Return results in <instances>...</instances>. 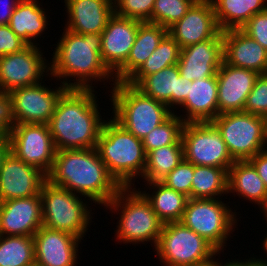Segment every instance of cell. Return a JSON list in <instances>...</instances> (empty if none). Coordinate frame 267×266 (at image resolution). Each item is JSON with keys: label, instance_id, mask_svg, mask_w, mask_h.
<instances>
[{"label": "cell", "instance_id": "obj_51", "mask_svg": "<svg viewBox=\"0 0 267 266\" xmlns=\"http://www.w3.org/2000/svg\"><path fill=\"white\" fill-rule=\"evenodd\" d=\"M30 266H40V265H37L36 263H34L33 265H30Z\"/></svg>", "mask_w": 267, "mask_h": 266}, {"label": "cell", "instance_id": "obj_41", "mask_svg": "<svg viewBox=\"0 0 267 266\" xmlns=\"http://www.w3.org/2000/svg\"><path fill=\"white\" fill-rule=\"evenodd\" d=\"M27 46L9 25H0V57L21 52Z\"/></svg>", "mask_w": 267, "mask_h": 266}, {"label": "cell", "instance_id": "obj_48", "mask_svg": "<svg viewBox=\"0 0 267 266\" xmlns=\"http://www.w3.org/2000/svg\"><path fill=\"white\" fill-rule=\"evenodd\" d=\"M261 212H263L264 218L266 217V222H267V206Z\"/></svg>", "mask_w": 267, "mask_h": 266}, {"label": "cell", "instance_id": "obj_19", "mask_svg": "<svg viewBox=\"0 0 267 266\" xmlns=\"http://www.w3.org/2000/svg\"><path fill=\"white\" fill-rule=\"evenodd\" d=\"M41 226L40 195L0 202V235L33 236Z\"/></svg>", "mask_w": 267, "mask_h": 266}, {"label": "cell", "instance_id": "obj_11", "mask_svg": "<svg viewBox=\"0 0 267 266\" xmlns=\"http://www.w3.org/2000/svg\"><path fill=\"white\" fill-rule=\"evenodd\" d=\"M184 160L193 165L226 169L234 163L221 132L212 122H188L182 129Z\"/></svg>", "mask_w": 267, "mask_h": 266}, {"label": "cell", "instance_id": "obj_40", "mask_svg": "<svg viewBox=\"0 0 267 266\" xmlns=\"http://www.w3.org/2000/svg\"><path fill=\"white\" fill-rule=\"evenodd\" d=\"M240 29L267 50V9L255 14Z\"/></svg>", "mask_w": 267, "mask_h": 266}, {"label": "cell", "instance_id": "obj_7", "mask_svg": "<svg viewBox=\"0 0 267 266\" xmlns=\"http://www.w3.org/2000/svg\"><path fill=\"white\" fill-rule=\"evenodd\" d=\"M43 226L83 239L92 220L88 202L68 189L46 180L41 188ZM81 198V199H80Z\"/></svg>", "mask_w": 267, "mask_h": 266}, {"label": "cell", "instance_id": "obj_21", "mask_svg": "<svg viewBox=\"0 0 267 266\" xmlns=\"http://www.w3.org/2000/svg\"><path fill=\"white\" fill-rule=\"evenodd\" d=\"M259 75L254 70L234 67L223 60L217 71L218 115L243 111Z\"/></svg>", "mask_w": 267, "mask_h": 266}, {"label": "cell", "instance_id": "obj_47", "mask_svg": "<svg viewBox=\"0 0 267 266\" xmlns=\"http://www.w3.org/2000/svg\"><path fill=\"white\" fill-rule=\"evenodd\" d=\"M263 247H264V250L267 254V235L265 236L264 238V241H263ZM254 259V262L260 266H267V259H256L255 257L253 258Z\"/></svg>", "mask_w": 267, "mask_h": 266}, {"label": "cell", "instance_id": "obj_43", "mask_svg": "<svg viewBox=\"0 0 267 266\" xmlns=\"http://www.w3.org/2000/svg\"><path fill=\"white\" fill-rule=\"evenodd\" d=\"M256 169L267 188V147L248 160Z\"/></svg>", "mask_w": 267, "mask_h": 266}, {"label": "cell", "instance_id": "obj_35", "mask_svg": "<svg viewBox=\"0 0 267 266\" xmlns=\"http://www.w3.org/2000/svg\"><path fill=\"white\" fill-rule=\"evenodd\" d=\"M185 122L178 116L173 114L158 127L153 129L143 140L142 144L146 154L149 151L167 146V145H183L181 141L182 129Z\"/></svg>", "mask_w": 267, "mask_h": 266}, {"label": "cell", "instance_id": "obj_20", "mask_svg": "<svg viewBox=\"0 0 267 266\" xmlns=\"http://www.w3.org/2000/svg\"><path fill=\"white\" fill-rule=\"evenodd\" d=\"M35 263L40 266H77L81 240L70 233L41 226L33 235Z\"/></svg>", "mask_w": 267, "mask_h": 266}, {"label": "cell", "instance_id": "obj_10", "mask_svg": "<svg viewBox=\"0 0 267 266\" xmlns=\"http://www.w3.org/2000/svg\"><path fill=\"white\" fill-rule=\"evenodd\" d=\"M227 206L220 198H189L180 222L220 252L226 246L229 235L234 232L238 220L236 212Z\"/></svg>", "mask_w": 267, "mask_h": 266}, {"label": "cell", "instance_id": "obj_29", "mask_svg": "<svg viewBox=\"0 0 267 266\" xmlns=\"http://www.w3.org/2000/svg\"><path fill=\"white\" fill-rule=\"evenodd\" d=\"M221 31L240 29L255 14L267 9V0H210Z\"/></svg>", "mask_w": 267, "mask_h": 266}, {"label": "cell", "instance_id": "obj_49", "mask_svg": "<svg viewBox=\"0 0 267 266\" xmlns=\"http://www.w3.org/2000/svg\"><path fill=\"white\" fill-rule=\"evenodd\" d=\"M265 129H266V140H267V116L265 117Z\"/></svg>", "mask_w": 267, "mask_h": 266}, {"label": "cell", "instance_id": "obj_23", "mask_svg": "<svg viewBox=\"0 0 267 266\" xmlns=\"http://www.w3.org/2000/svg\"><path fill=\"white\" fill-rule=\"evenodd\" d=\"M68 18L65 29L76 34H101L114 14L113 0H64Z\"/></svg>", "mask_w": 267, "mask_h": 266}, {"label": "cell", "instance_id": "obj_44", "mask_svg": "<svg viewBox=\"0 0 267 266\" xmlns=\"http://www.w3.org/2000/svg\"><path fill=\"white\" fill-rule=\"evenodd\" d=\"M20 1L21 0H0V25H9L14 9Z\"/></svg>", "mask_w": 267, "mask_h": 266}, {"label": "cell", "instance_id": "obj_13", "mask_svg": "<svg viewBox=\"0 0 267 266\" xmlns=\"http://www.w3.org/2000/svg\"><path fill=\"white\" fill-rule=\"evenodd\" d=\"M10 151L46 175L51 171L56 148L48 124H11Z\"/></svg>", "mask_w": 267, "mask_h": 266}, {"label": "cell", "instance_id": "obj_5", "mask_svg": "<svg viewBox=\"0 0 267 266\" xmlns=\"http://www.w3.org/2000/svg\"><path fill=\"white\" fill-rule=\"evenodd\" d=\"M112 84L110 101L113 118L140 140L173 114L167 105L143 94L127 82Z\"/></svg>", "mask_w": 267, "mask_h": 266}, {"label": "cell", "instance_id": "obj_1", "mask_svg": "<svg viewBox=\"0 0 267 266\" xmlns=\"http://www.w3.org/2000/svg\"><path fill=\"white\" fill-rule=\"evenodd\" d=\"M47 180L104 206L122 188L109 173L96 148L56 151Z\"/></svg>", "mask_w": 267, "mask_h": 266}, {"label": "cell", "instance_id": "obj_16", "mask_svg": "<svg viewBox=\"0 0 267 266\" xmlns=\"http://www.w3.org/2000/svg\"><path fill=\"white\" fill-rule=\"evenodd\" d=\"M142 21L113 14L101 33V58L114 74L128 59Z\"/></svg>", "mask_w": 267, "mask_h": 266}, {"label": "cell", "instance_id": "obj_30", "mask_svg": "<svg viewBox=\"0 0 267 266\" xmlns=\"http://www.w3.org/2000/svg\"><path fill=\"white\" fill-rule=\"evenodd\" d=\"M154 189L153 193L140 191L149 201L153 211L164 223L180 222L189 197L167 187L161 181L148 182L147 186Z\"/></svg>", "mask_w": 267, "mask_h": 266}, {"label": "cell", "instance_id": "obj_42", "mask_svg": "<svg viewBox=\"0 0 267 266\" xmlns=\"http://www.w3.org/2000/svg\"><path fill=\"white\" fill-rule=\"evenodd\" d=\"M11 126L8 95L0 91V140L8 139Z\"/></svg>", "mask_w": 267, "mask_h": 266}, {"label": "cell", "instance_id": "obj_8", "mask_svg": "<svg viewBox=\"0 0 267 266\" xmlns=\"http://www.w3.org/2000/svg\"><path fill=\"white\" fill-rule=\"evenodd\" d=\"M155 251L165 266H207L221 253L181 222L163 225Z\"/></svg>", "mask_w": 267, "mask_h": 266}, {"label": "cell", "instance_id": "obj_17", "mask_svg": "<svg viewBox=\"0 0 267 266\" xmlns=\"http://www.w3.org/2000/svg\"><path fill=\"white\" fill-rule=\"evenodd\" d=\"M223 60V31H220L212 39L182 48L177 66L182 77L194 81L217 75Z\"/></svg>", "mask_w": 267, "mask_h": 266}, {"label": "cell", "instance_id": "obj_25", "mask_svg": "<svg viewBox=\"0 0 267 266\" xmlns=\"http://www.w3.org/2000/svg\"><path fill=\"white\" fill-rule=\"evenodd\" d=\"M217 75L189 81L186 100L179 106L186 110L180 115L185 122H212L218 116Z\"/></svg>", "mask_w": 267, "mask_h": 266}, {"label": "cell", "instance_id": "obj_22", "mask_svg": "<svg viewBox=\"0 0 267 266\" xmlns=\"http://www.w3.org/2000/svg\"><path fill=\"white\" fill-rule=\"evenodd\" d=\"M223 58L231 66L267 74V50L241 29L223 31Z\"/></svg>", "mask_w": 267, "mask_h": 266}, {"label": "cell", "instance_id": "obj_37", "mask_svg": "<svg viewBox=\"0 0 267 266\" xmlns=\"http://www.w3.org/2000/svg\"><path fill=\"white\" fill-rule=\"evenodd\" d=\"M155 0H113L114 14L147 22L152 15Z\"/></svg>", "mask_w": 267, "mask_h": 266}, {"label": "cell", "instance_id": "obj_39", "mask_svg": "<svg viewBox=\"0 0 267 266\" xmlns=\"http://www.w3.org/2000/svg\"><path fill=\"white\" fill-rule=\"evenodd\" d=\"M243 111L264 118L267 116V74H260L256 78Z\"/></svg>", "mask_w": 267, "mask_h": 266}, {"label": "cell", "instance_id": "obj_12", "mask_svg": "<svg viewBox=\"0 0 267 266\" xmlns=\"http://www.w3.org/2000/svg\"><path fill=\"white\" fill-rule=\"evenodd\" d=\"M44 81L31 86L18 87L8 95L11 124H48L61 96L68 90L64 85L56 89L45 86Z\"/></svg>", "mask_w": 267, "mask_h": 266}, {"label": "cell", "instance_id": "obj_31", "mask_svg": "<svg viewBox=\"0 0 267 266\" xmlns=\"http://www.w3.org/2000/svg\"><path fill=\"white\" fill-rule=\"evenodd\" d=\"M228 171L223 168L194 165L191 199H219L228 194ZM218 196V197H217Z\"/></svg>", "mask_w": 267, "mask_h": 266}, {"label": "cell", "instance_id": "obj_6", "mask_svg": "<svg viewBox=\"0 0 267 266\" xmlns=\"http://www.w3.org/2000/svg\"><path fill=\"white\" fill-rule=\"evenodd\" d=\"M132 187H122L116 196L105 206L120 214L117 222L116 239L123 243L145 244V241L157 246L164 223L153 211L145 196ZM122 208V209H121ZM117 210V211H116ZM121 210V212H119Z\"/></svg>", "mask_w": 267, "mask_h": 266}, {"label": "cell", "instance_id": "obj_26", "mask_svg": "<svg viewBox=\"0 0 267 266\" xmlns=\"http://www.w3.org/2000/svg\"><path fill=\"white\" fill-rule=\"evenodd\" d=\"M168 34L161 25L142 22L138 26L137 36L127 61L114 73L116 82H126L148 59Z\"/></svg>", "mask_w": 267, "mask_h": 266}, {"label": "cell", "instance_id": "obj_36", "mask_svg": "<svg viewBox=\"0 0 267 266\" xmlns=\"http://www.w3.org/2000/svg\"><path fill=\"white\" fill-rule=\"evenodd\" d=\"M197 0H155L151 18L147 21L166 27L180 20Z\"/></svg>", "mask_w": 267, "mask_h": 266}, {"label": "cell", "instance_id": "obj_2", "mask_svg": "<svg viewBox=\"0 0 267 266\" xmlns=\"http://www.w3.org/2000/svg\"><path fill=\"white\" fill-rule=\"evenodd\" d=\"M94 89H68L59 99L48 127L57 151L96 148L105 120Z\"/></svg>", "mask_w": 267, "mask_h": 266}, {"label": "cell", "instance_id": "obj_46", "mask_svg": "<svg viewBox=\"0 0 267 266\" xmlns=\"http://www.w3.org/2000/svg\"><path fill=\"white\" fill-rule=\"evenodd\" d=\"M10 150V144L8 139H1L0 140V168L1 163L3 161V158L7 154V152Z\"/></svg>", "mask_w": 267, "mask_h": 266}, {"label": "cell", "instance_id": "obj_4", "mask_svg": "<svg viewBox=\"0 0 267 266\" xmlns=\"http://www.w3.org/2000/svg\"><path fill=\"white\" fill-rule=\"evenodd\" d=\"M96 149L109 173L122 187H134L133 180L143 176L146 152L142 140L114 118L105 120Z\"/></svg>", "mask_w": 267, "mask_h": 266}, {"label": "cell", "instance_id": "obj_45", "mask_svg": "<svg viewBox=\"0 0 267 266\" xmlns=\"http://www.w3.org/2000/svg\"><path fill=\"white\" fill-rule=\"evenodd\" d=\"M254 263V259L252 258V259H246V261H242V260H239L238 261V259L236 260H234V261H228V262H226L225 264H221L220 262H218V259L217 260H214L213 262H212V264L214 265V266H251L252 264Z\"/></svg>", "mask_w": 267, "mask_h": 266}, {"label": "cell", "instance_id": "obj_38", "mask_svg": "<svg viewBox=\"0 0 267 266\" xmlns=\"http://www.w3.org/2000/svg\"><path fill=\"white\" fill-rule=\"evenodd\" d=\"M193 171L194 165L183 160L173 171L161 180V182L167 187L191 198Z\"/></svg>", "mask_w": 267, "mask_h": 266}, {"label": "cell", "instance_id": "obj_27", "mask_svg": "<svg viewBox=\"0 0 267 266\" xmlns=\"http://www.w3.org/2000/svg\"><path fill=\"white\" fill-rule=\"evenodd\" d=\"M228 193L254 202L263 210L267 206V188L254 166L248 161H234L228 170ZM241 196V197H240Z\"/></svg>", "mask_w": 267, "mask_h": 266}, {"label": "cell", "instance_id": "obj_15", "mask_svg": "<svg viewBox=\"0 0 267 266\" xmlns=\"http://www.w3.org/2000/svg\"><path fill=\"white\" fill-rule=\"evenodd\" d=\"M46 180L45 173L9 150L0 168V202L40 195Z\"/></svg>", "mask_w": 267, "mask_h": 266}, {"label": "cell", "instance_id": "obj_18", "mask_svg": "<svg viewBox=\"0 0 267 266\" xmlns=\"http://www.w3.org/2000/svg\"><path fill=\"white\" fill-rule=\"evenodd\" d=\"M220 28L210 0H197L187 13L168 28L180 48L214 38Z\"/></svg>", "mask_w": 267, "mask_h": 266}, {"label": "cell", "instance_id": "obj_32", "mask_svg": "<svg viewBox=\"0 0 267 266\" xmlns=\"http://www.w3.org/2000/svg\"><path fill=\"white\" fill-rule=\"evenodd\" d=\"M184 160L183 145H167L146 154V166L142 176L145 182L163 180Z\"/></svg>", "mask_w": 267, "mask_h": 266}, {"label": "cell", "instance_id": "obj_24", "mask_svg": "<svg viewBox=\"0 0 267 266\" xmlns=\"http://www.w3.org/2000/svg\"><path fill=\"white\" fill-rule=\"evenodd\" d=\"M135 87L173 110L186 100L189 80L180 75L175 64L145 76Z\"/></svg>", "mask_w": 267, "mask_h": 266}, {"label": "cell", "instance_id": "obj_28", "mask_svg": "<svg viewBox=\"0 0 267 266\" xmlns=\"http://www.w3.org/2000/svg\"><path fill=\"white\" fill-rule=\"evenodd\" d=\"M37 0H21L11 16L10 28L28 45H36L35 38L47 29V15Z\"/></svg>", "mask_w": 267, "mask_h": 266}, {"label": "cell", "instance_id": "obj_14", "mask_svg": "<svg viewBox=\"0 0 267 266\" xmlns=\"http://www.w3.org/2000/svg\"><path fill=\"white\" fill-rule=\"evenodd\" d=\"M38 45H28L21 52L0 57V91L11 90L41 83L49 75L50 63L43 58ZM48 64V65H47Z\"/></svg>", "mask_w": 267, "mask_h": 266}, {"label": "cell", "instance_id": "obj_50", "mask_svg": "<svg viewBox=\"0 0 267 266\" xmlns=\"http://www.w3.org/2000/svg\"><path fill=\"white\" fill-rule=\"evenodd\" d=\"M251 266H260V265H258V264H256V263L254 262Z\"/></svg>", "mask_w": 267, "mask_h": 266}, {"label": "cell", "instance_id": "obj_33", "mask_svg": "<svg viewBox=\"0 0 267 266\" xmlns=\"http://www.w3.org/2000/svg\"><path fill=\"white\" fill-rule=\"evenodd\" d=\"M180 52L179 44L168 33L148 59L126 82L136 86L145 76L177 64Z\"/></svg>", "mask_w": 267, "mask_h": 266}, {"label": "cell", "instance_id": "obj_9", "mask_svg": "<svg viewBox=\"0 0 267 266\" xmlns=\"http://www.w3.org/2000/svg\"><path fill=\"white\" fill-rule=\"evenodd\" d=\"M212 123L221 132L234 161L249 160L267 146L265 118L244 111L219 114Z\"/></svg>", "mask_w": 267, "mask_h": 266}, {"label": "cell", "instance_id": "obj_3", "mask_svg": "<svg viewBox=\"0 0 267 266\" xmlns=\"http://www.w3.org/2000/svg\"><path fill=\"white\" fill-rule=\"evenodd\" d=\"M55 45L49 74L57 80L63 79L61 83L68 89H93V80L101 82V79L116 83L100 55L101 34L80 35L65 29ZM69 77H74V82L68 81Z\"/></svg>", "mask_w": 267, "mask_h": 266}, {"label": "cell", "instance_id": "obj_34", "mask_svg": "<svg viewBox=\"0 0 267 266\" xmlns=\"http://www.w3.org/2000/svg\"><path fill=\"white\" fill-rule=\"evenodd\" d=\"M34 263L33 236L0 235V266H30Z\"/></svg>", "mask_w": 267, "mask_h": 266}]
</instances>
